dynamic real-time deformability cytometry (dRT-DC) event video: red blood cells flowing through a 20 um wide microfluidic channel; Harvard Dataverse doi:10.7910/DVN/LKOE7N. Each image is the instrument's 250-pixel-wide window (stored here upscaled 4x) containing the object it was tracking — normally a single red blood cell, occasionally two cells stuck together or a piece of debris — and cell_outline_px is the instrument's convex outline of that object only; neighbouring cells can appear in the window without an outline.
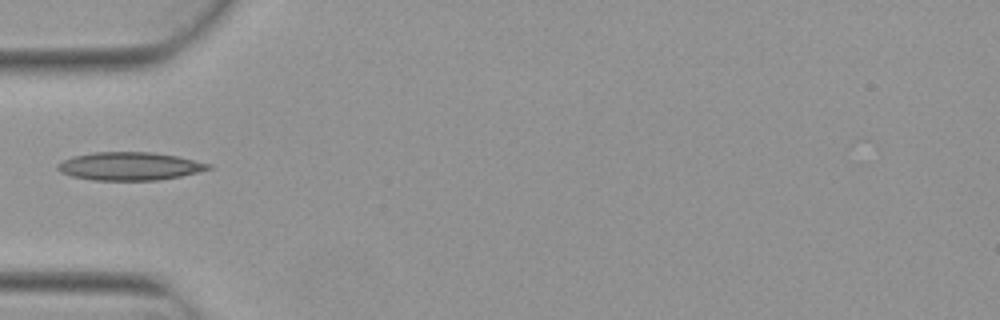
{"species": "Egyptian fruit bat (a non-hibernating species)", "species_latin": "Rousettus aegyptiacus", "temperature_condition": "warm", "stored_images_in_passage": 4, "camera_frame_rate_fps": 3000, "um_per_image_px": 0.085, "animal": {"sex": "female"}, "frame": {"image": 1, "passage_image": 3, "time_ms": 0.667, "image_size_px": [1000, 320], "cell_outline_px": [[212, 168], [180, 176], [156, 180], [92, 180], [72, 176], [60, 172], [56, 168], [56, 164], [72, 156], [92, 152], [152, 152], [176, 156], [212, 164]], "centroid_in_image_um": [10.98, 14.12], "position_along_channel_um": 74.0, "area_um2": 24.62}}
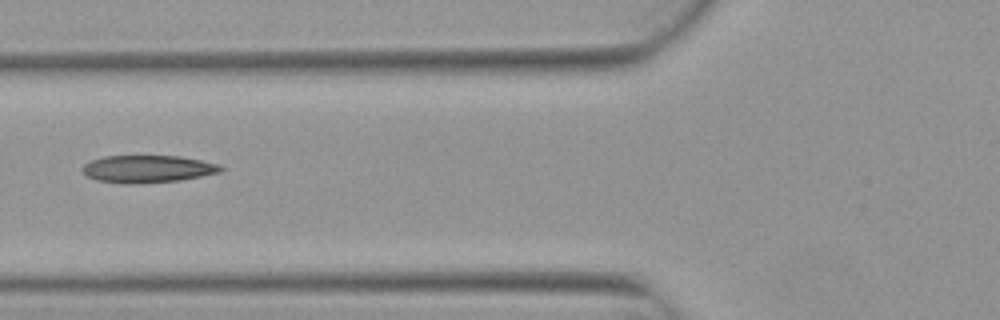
{"frame": {"image": 2, "passage_image": 4, "time_ms": 1.0, "image_size_px": [1000, 320], "cell_outline_px": [[224, 168], [220, 172], [180, 180], [132, 184], [96, 180], [88, 176], [80, 168], [84, 164], [92, 160], [104, 156], [180, 156], [220, 164]], "centroid_in_image_um": [12.55, 14.35], "position_along_channel_um": 113.2, "area_um2": 21.91}}